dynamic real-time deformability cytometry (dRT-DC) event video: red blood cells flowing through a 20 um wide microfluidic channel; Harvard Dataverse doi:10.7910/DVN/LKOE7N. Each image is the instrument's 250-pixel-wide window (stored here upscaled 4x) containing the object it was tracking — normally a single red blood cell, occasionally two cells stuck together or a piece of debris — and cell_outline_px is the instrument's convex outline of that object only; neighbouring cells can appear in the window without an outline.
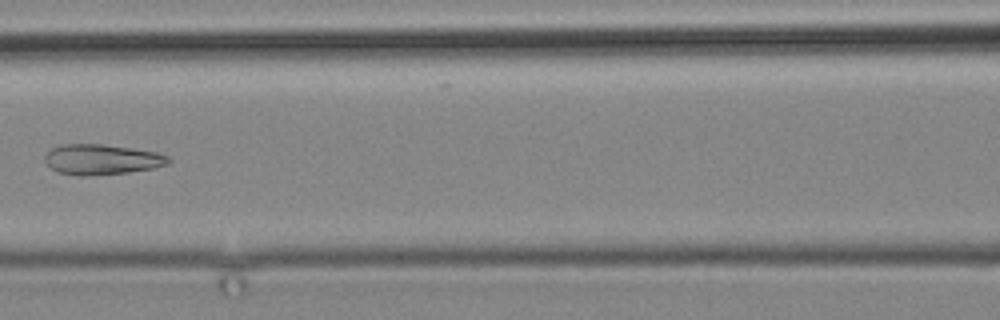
{"species": "common noctule bat (a hibernating species)", "species_latin": "Nyctalus noctula", "temperature_condition": "cold", "stored_images_in_passage": 14, "camera_frame_rate_fps": 3000, "um_per_image_px": 0.085, "animal": {"sex": "male", "body_mass_g": 19.2, "forearm_length_mm": 51.8}, "frame": {"image": 1, "passage_image": 10, "time_ms": 12.0, "image_size_px": [1000, 320], "cell_outline_px": [[172, 160], [168, 164], [152, 168], [128, 172], [88, 176], [76, 176], [56, 172], [44, 160], [44, 156], [52, 148], [60, 144], [104, 144], [132, 148], [156, 152], [168, 156]], "centroid_in_image_um": [8.63, 13.55], "position_along_channel_um": 158.0, "area_um2": 21.96}}